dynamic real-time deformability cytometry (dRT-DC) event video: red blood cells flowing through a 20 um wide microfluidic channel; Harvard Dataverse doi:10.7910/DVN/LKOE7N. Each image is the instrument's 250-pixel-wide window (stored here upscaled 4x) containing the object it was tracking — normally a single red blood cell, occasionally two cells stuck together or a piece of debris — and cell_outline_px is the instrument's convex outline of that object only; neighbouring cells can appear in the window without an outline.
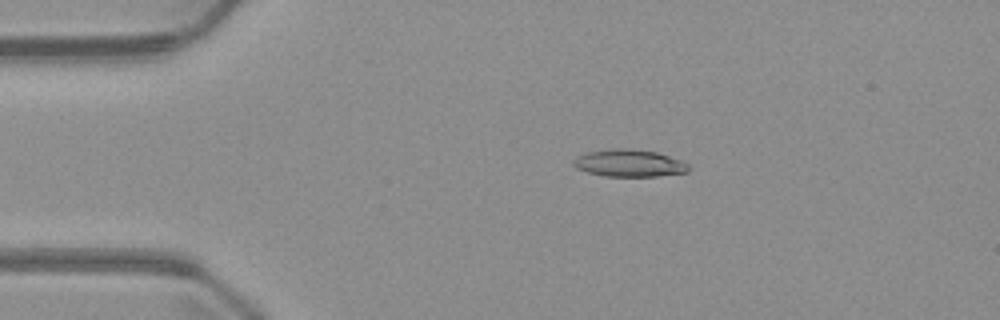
{"species": "common noctule bat (a hibernating species)", "species_latin": "Nyctalus noctula", "temperature_condition": "warm", "stored_images_in_passage": 4, "camera_frame_rate_fps": 3000, "um_per_image_px": 0.085, "animal": {"sex": "male", "body_mass_g": 23.1, "forearm_length_mm": 52.7}, "frame": {"image": 1, "passage_image": 3, "time_ms": 2.333, "image_size_px": [1000, 320], "cell_outline_px": [[692, 168], [688, 172], [656, 176], [604, 176], [588, 172], [576, 168], [572, 164], [572, 160], [584, 152], [612, 148], [628, 148], [656, 152], [680, 160], [688, 164]], "centroid_in_image_um": [53.46, 13.86], "position_along_channel_um": 31.5, "area_um2": 18.38}}